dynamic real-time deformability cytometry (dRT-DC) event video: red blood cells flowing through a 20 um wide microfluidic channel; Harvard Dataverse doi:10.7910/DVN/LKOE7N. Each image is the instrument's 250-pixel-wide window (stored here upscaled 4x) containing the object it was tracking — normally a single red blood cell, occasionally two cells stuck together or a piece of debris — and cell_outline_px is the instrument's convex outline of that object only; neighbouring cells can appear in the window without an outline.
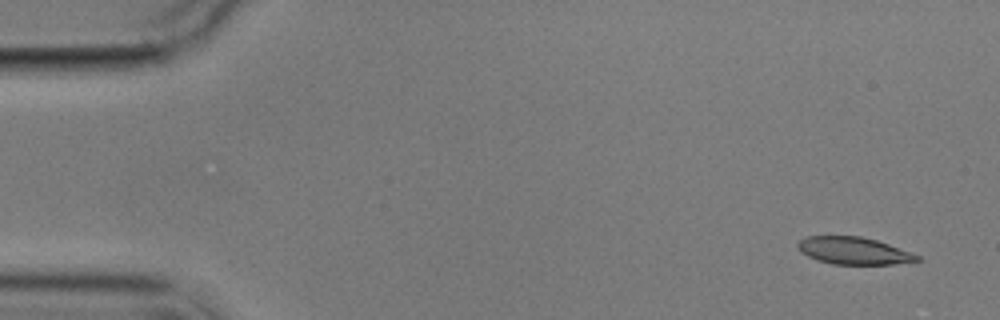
{"species": "common noctule bat (a hibernating species)", "species_latin": "Nyctalus noctula", "temperature_condition": "cold", "stored_images_in_passage": 4, "camera_frame_rate_fps": 3000, "um_per_image_px": 0.085, "animal": {"sex": "male", "body_mass_g": 17.9}, "frame": {"image": 1, "passage_image": 1, "time_ms": 0.0, "image_size_px": [1000, 320], "cell_outline_px": [[920, 260], [892, 264], [832, 264], [816, 260], [800, 252], [796, 248], [796, 244], [800, 240], [808, 236], [860, 236], [876, 240], [888, 244], [920, 256]], "centroid_in_image_um": [72.5, 21.31], "position_along_channel_um": 12.5, "area_um2": 18.84}}
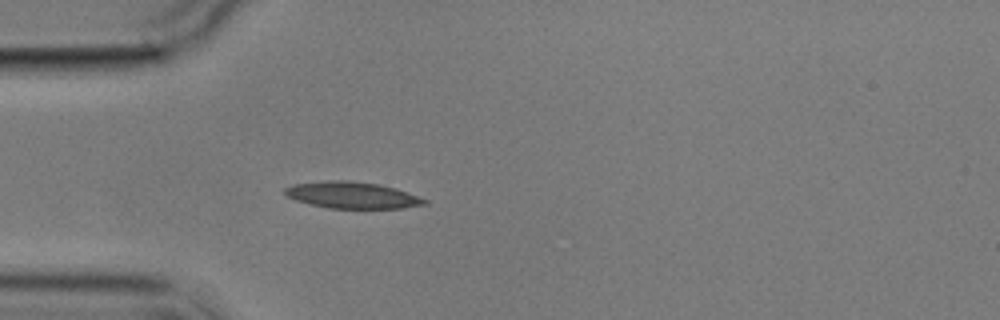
{"frame": {"image": 2, "passage_image": 4, "time_ms": 4.333, "image_size_px": [1000, 320], "cell_outline_px": [[428, 204], [404, 208], [328, 208], [296, 200], [288, 196], [284, 192], [284, 188], [292, 184], [328, 180], [348, 180], [380, 184], [396, 188], [428, 200]], "centroid_in_image_um": [29.95, 16.58], "position_along_channel_um": 55.0, "area_um2": 21.62}}